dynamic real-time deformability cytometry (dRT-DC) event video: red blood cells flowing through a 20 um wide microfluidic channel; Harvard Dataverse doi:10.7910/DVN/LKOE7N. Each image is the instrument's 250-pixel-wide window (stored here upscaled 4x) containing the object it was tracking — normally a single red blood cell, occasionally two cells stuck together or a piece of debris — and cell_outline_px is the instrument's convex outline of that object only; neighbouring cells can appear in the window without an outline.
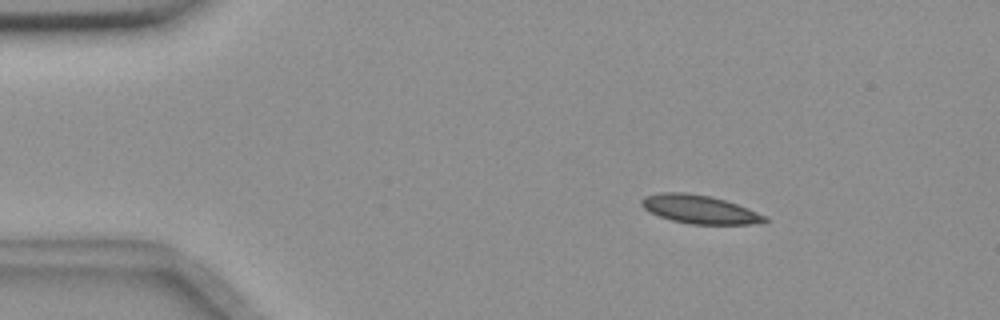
{"species": "common noctule bat (a hibernating species)", "species_latin": "Nyctalus noctula", "temperature_condition": "room temperature", "stored_images_in_passage": 48, "camera_frame_rate_fps": 3000, "um_per_image_px": 0.085, "animal": {"sex": "female", "body_mass_g": 18.4}, "frame": {"image": 1, "passage_image": 1, "time_ms": 0.0, "image_size_px": [1000, 320], "cell_outline_px": [[768, 220], [764, 224], [692, 224], [672, 220], [660, 216], [644, 208], [640, 204], [640, 200], [644, 196], [660, 192], [684, 192], [708, 196], [724, 200], [736, 204], [768, 216]], "centroid_in_image_um": [59.49, 17.8], "position_along_channel_um": 25.5, "area_um2": 20.35}}
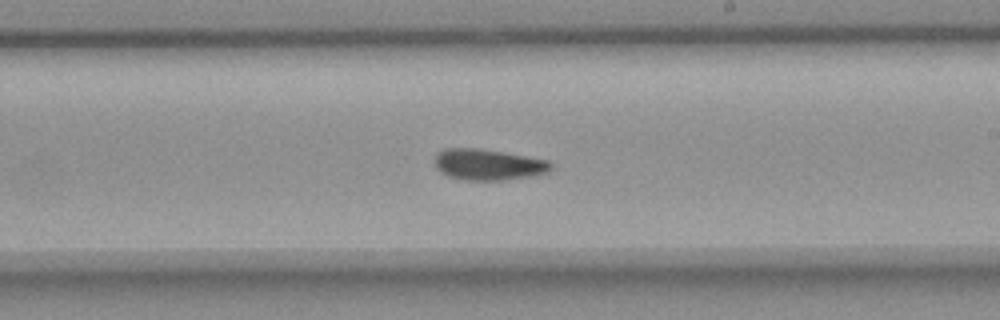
{"frame": {"image": 2, "passage_image": 25, "time_ms": 8.0, "image_size_px": [1000, 320], "cell_outline_px": [[552, 168], [548, 172], [536, 176], [504, 180], [464, 180], [448, 176], [440, 172], [436, 168], [436, 152], [444, 148], [480, 148], [504, 152], [548, 160], [552, 164]], "centroid_in_image_um": [41.51, 13.99], "position_along_channel_um": 247.5, "area_um2": 21.27}}
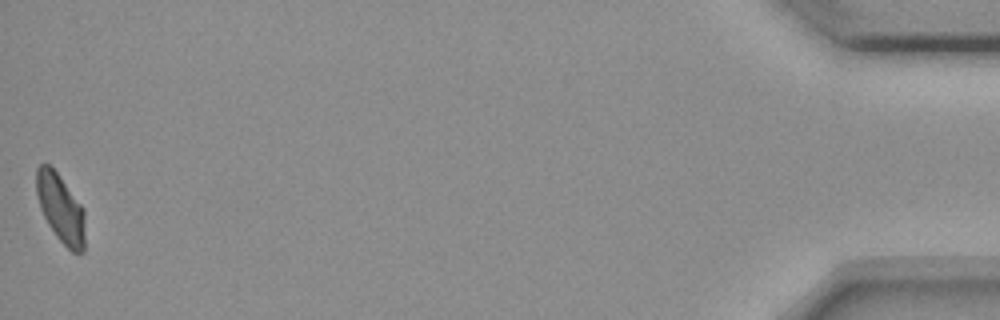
{"frame": {"image": 3, "passage_image": 48, "time_ms": 15.667, "image_size_px": [1000, 320], "cell_outline_px": [[84, 252], [72, 252], [56, 236], [48, 224], [40, 208], [36, 192], [36, 168], [40, 164], [48, 164], [56, 172], [84, 208]], "centroid_in_image_um": [5.14, 17.71], "position_along_channel_um": 430.1, "area_um2": 19.19}, "authors_computed_cell_mechanics": {"area_um2": 20.6924, "velocity_mm_per_s": 3.6323, "shape_relaxation_time_tau1_ms": null, "shape_relaxation_time_tau2_ms": 7.7869, "deformation_change_tau1": null, "deformation_change_tau2": 0.1169}}